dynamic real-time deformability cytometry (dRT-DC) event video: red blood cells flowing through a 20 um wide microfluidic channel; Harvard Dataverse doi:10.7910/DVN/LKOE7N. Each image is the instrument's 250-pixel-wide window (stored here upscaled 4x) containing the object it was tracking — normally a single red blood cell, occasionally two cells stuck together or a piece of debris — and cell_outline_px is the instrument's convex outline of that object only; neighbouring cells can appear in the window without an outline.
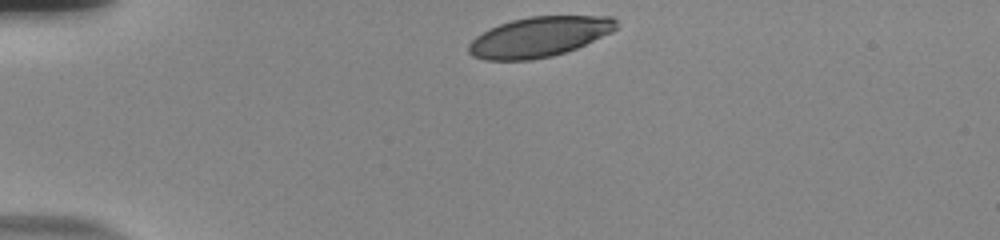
{"species": "human", "species_latin": "Homo sapiens", "temperature_condition": "room temperature", "stored_images_in_passage": 35, "camera_frame_rate_fps": 3000, "um_per_image_px": 0.085, "donor": {"sex": "male"}, "frame": {"image": 1, "passage_image": 1, "time_ms": 0.0, "image_size_px": [1000, 240], "cell_outline_px": [[620, 24], [612, 32], [576, 48], [552, 56], [532, 60], [484, 60], [472, 56], [468, 52], [468, 44], [476, 36], [500, 24], [512, 20], [528, 16], [612, 16]], "centroid_in_image_um": [45.84, 3.13], "position_along_channel_um": 39.2, "area_um2": 34.45}}
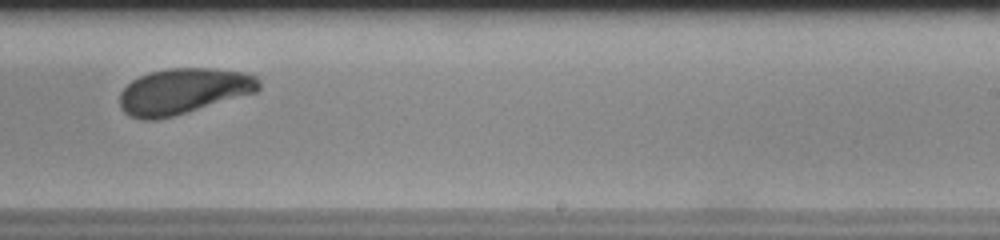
{"frame": {"image": 2, "passage_image": 24, "time_ms": 7.667, "image_size_px": [1000, 240], "cell_outline_px": [[260, 88], [256, 92], [172, 116], [156, 120], [140, 120], [128, 116], [120, 108], [120, 92], [132, 80], [148, 72], [168, 68], [212, 68], [244, 72], [256, 76], [260, 80]], "centroid_in_image_um": [15.55, 7.74], "position_along_channel_um": 273.4, "area_um2": 37.11}}
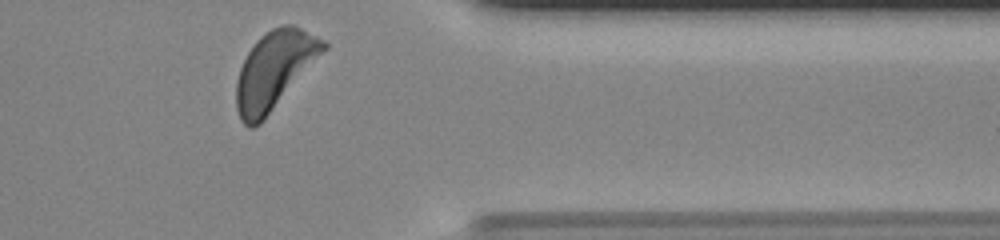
{"frame": {"image": 3, "passage_image": 34, "time_ms": 11.0, "image_size_px": [1000, 240], "cell_outline_px": [[328, 48], [264, 120], [260, 124], [252, 128], [248, 128], [240, 120], [236, 108], [236, 84], [240, 68], [248, 52], [256, 40], [260, 36], [272, 28], [284, 24], [292, 24], [324, 40], [328, 44]], "centroid_in_image_um": [23.32, 5.97], "position_along_channel_um": 388.1, "area_um2": 39.36}, "authors_computed_cell_mechanics": {"area_um2": 37.57, "velocity_mm_per_s": 3.7163, "shape_relaxation_time_tau1_ms": 2.9679, "shape_relaxation_time_tau2_ms": 1.9632, "deformation_change_tau1": 0.1423, "deformation_change_tau2": 0.0747}}